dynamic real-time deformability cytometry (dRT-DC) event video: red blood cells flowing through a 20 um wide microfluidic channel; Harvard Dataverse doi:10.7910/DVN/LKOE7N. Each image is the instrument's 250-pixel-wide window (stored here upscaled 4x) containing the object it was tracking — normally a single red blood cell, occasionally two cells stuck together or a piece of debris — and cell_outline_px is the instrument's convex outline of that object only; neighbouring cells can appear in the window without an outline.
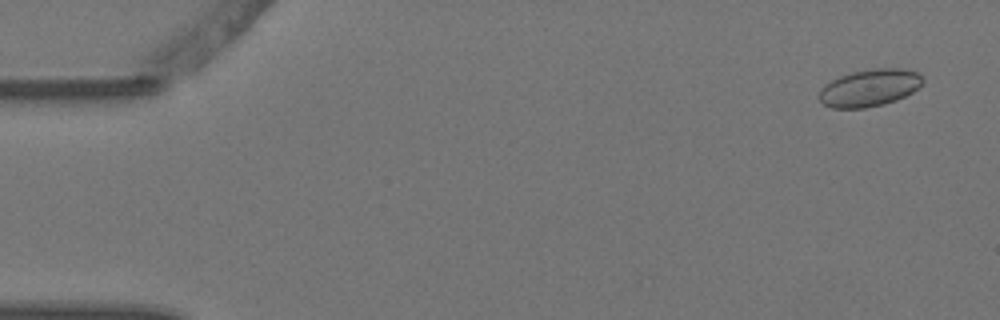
{"species": "Egyptian fruit bat (a non-hibernating species)", "species_latin": "Rousettus aegyptiacus", "temperature_condition": "warm", "stored_images_in_passage": 5, "camera_frame_rate_fps": 3000, "um_per_image_px": 0.085, "animal": {"sex": "female"}, "frame": {"image": 1, "passage_image": 1, "time_ms": 0.0, "image_size_px": [1000, 320], "cell_outline_px": [[924, 80], [920, 88], [896, 100], [884, 104], [864, 108], [832, 108], [824, 104], [820, 100], [820, 88], [824, 84], [840, 76], [852, 72], [872, 68], [904, 68], [920, 72], [924, 76]], "centroid_in_image_um": [73.96, 7.45], "position_along_channel_um": 11.0, "area_um2": 22.72}}
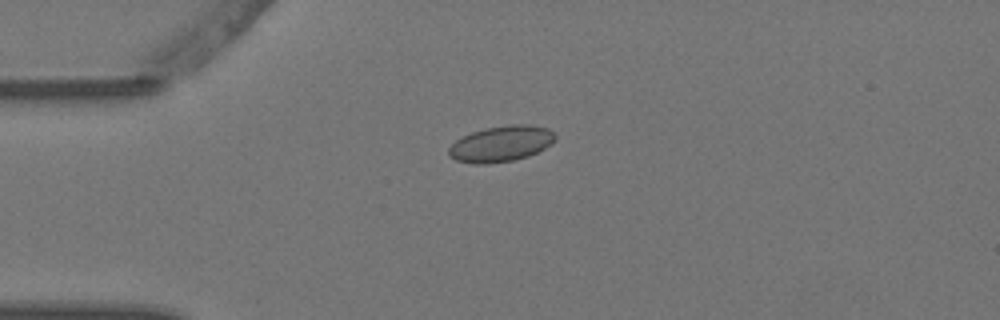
{"frame": {"image": 2, "passage_image": 4, "time_ms": 1.0, "image_size_px": [1000, 320], "cell_outline_px": [[556, 140], [552, 144], [528, 156], [512, 160], [484, 164], [476, 164], [456, 160], [448, 156], [448, 148], [456, 140], [472, 132], [484, 128], [512, 124], [532, 124], [548, 128], [556, 136]], "centroid_in_image_um": [42.6, 12.21], "position_along_channel_um": 42.4, "area_um2": 22.25}}